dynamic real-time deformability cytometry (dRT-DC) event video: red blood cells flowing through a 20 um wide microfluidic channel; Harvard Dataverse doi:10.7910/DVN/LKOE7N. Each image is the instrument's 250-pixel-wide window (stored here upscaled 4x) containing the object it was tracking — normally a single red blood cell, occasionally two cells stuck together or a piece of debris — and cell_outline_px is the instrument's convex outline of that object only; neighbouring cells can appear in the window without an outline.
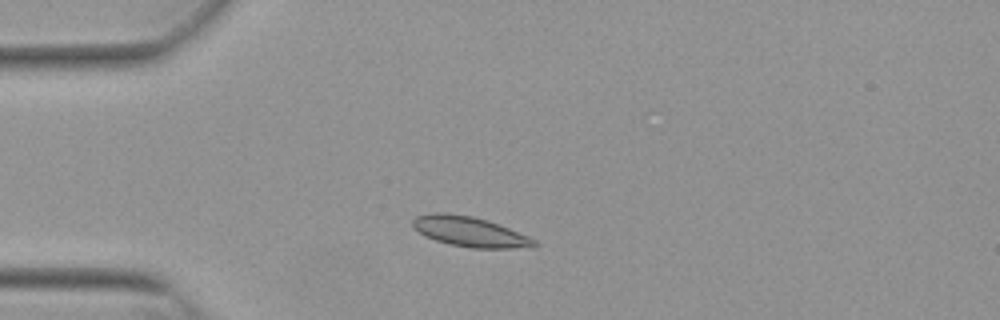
{"species": "Egyptian fruit bat (a non-hibernating species)", "species_latin": "Rousettus aegyptiacus", "temperature_condition": "warm", "stored_images_in_passage": 41, "camera_frame_rate_fps": 3000, "um_per_image_px": 0.085, "animal": {"sex": "female"}, "frame": {"image": 1, "passage_image": 1, "time_ms": 0.0, "image_size_px": [1000, 320], "cell_outline_px": [[540, 244], [536, 248], [472, 248], [448, 244], [424, 236], [412, 228], [412, 220], [416, 216], [432, 212], [444, 212], [472, 216], [488, 220], [528, 236], [536, 240]], "centroid_in_image_um": [39.94, 19.7], "position_along_channel_um": 45.1, "area_um2": 21.62}}
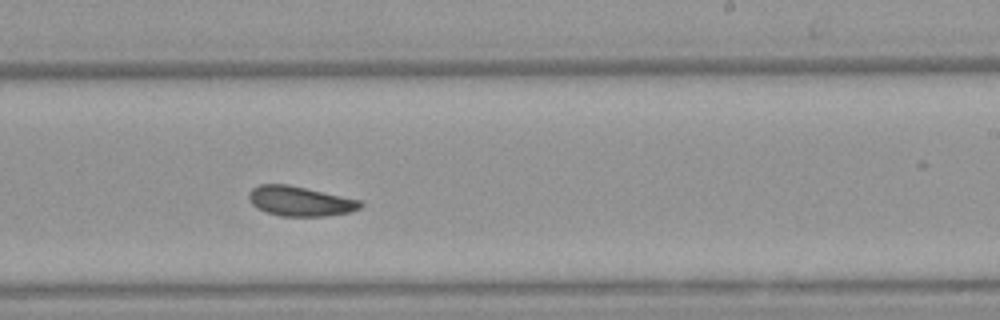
{"frame": {"image": 2, "passage_image": 20, "time_ms": 6.333, "image_size_px": [1000, 320], "cell_outline_px": [[364, 204], [360, 208], [348, 212], [324, 216], [280, 216], [256, 208], [248, 200], [248, 192], [252, 188], [260, 184], [288, 184], [360, 200]], "centroid_in_image_um": [25.46, 17.09], "position_along_channel_um": 263.5, "area_um2": 19.31}}
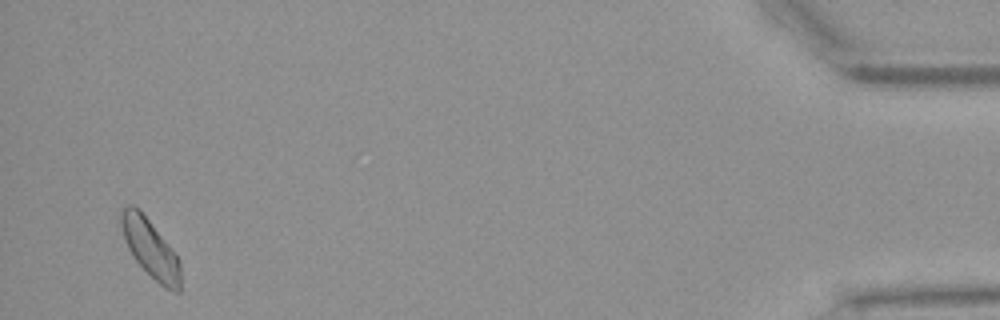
{"frame": {"image": 3, "passage_image": 39, "time_ms": 12.667, "image_size_px": [1000, 320], "cell_outline_px": [[180, 292], [176, 292], [164, 288], [132, 256], [124, 240], [120, 224], [120, 212], [128, 204], [132, 204], [140, 208], [176, 256], [180, 264]], "centroid_in_image_um": [12.74, 21.08], "position_along_channel_um": 422.5, "area_um2": 19.83}, "authors_computed_cell_mechanics": {"area_um2": 19.7098, "velocity_mm_per_s": 3.7917, "shape_relaxation_time_tau1_ms": 9.196, "shape_relaxation_time_tau2_ms": null, "deformation_change_tau1": 0.1275, "deformation_change_tau2": null}}